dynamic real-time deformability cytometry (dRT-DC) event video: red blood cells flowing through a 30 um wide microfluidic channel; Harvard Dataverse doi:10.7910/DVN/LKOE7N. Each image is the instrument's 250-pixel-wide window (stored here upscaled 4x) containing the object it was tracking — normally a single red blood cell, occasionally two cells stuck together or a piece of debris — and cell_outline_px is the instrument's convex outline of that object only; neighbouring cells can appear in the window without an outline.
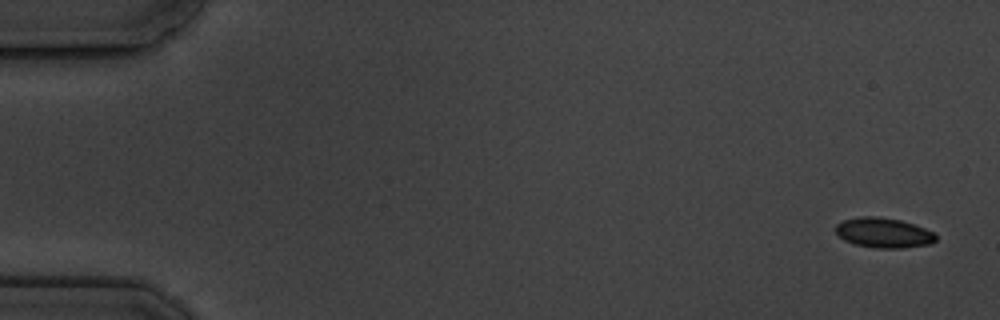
{"species": "common noctule bat (a hibernating species)", "species_latin": "Nyctalus noctula", "temperature_condition": "cold", "stored_images_in_passage": 11, "camera_frame_rate_fps": 3000, "um_per_image_px": 0.085, "animal": {"sex": "male", "body_mass_g": 19.5, "forearm_length_mm": 54.6}, "frame": {"image": 1, "passage_image": 1, "time_ms": 0.0, "image_size_px": [1000, 320], "cell_outline_px": [[936, 240], [932, 244], [904, 248], [876, 248], [852, 244], [844, 240], [836, 232], [836, 224], [844, 220], [860, 216], [880, 216], [900, 220], [924, 228], [932, 232], [936, 236]], "centroid_in_image_um": [75.1, 19.79], "position_along_channel_um": 9.9, "area_um2": 17.57}}
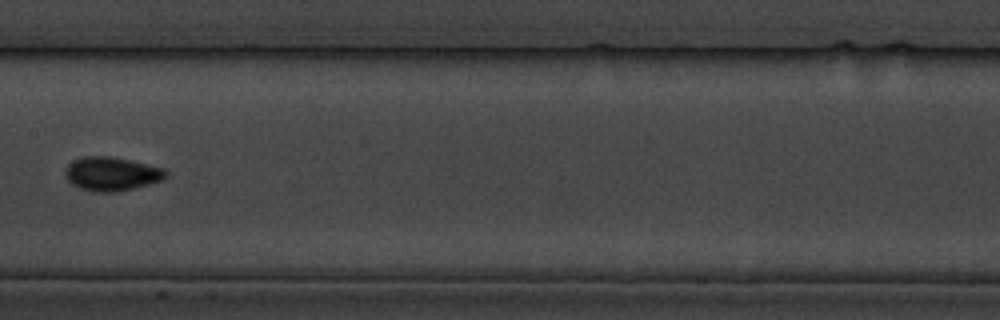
{"frame": {"image": 2, "passage_image": 8, "time_ms": 9.333, "image_size_px": [1000, 320], "cell_outline_px": [[168, 176], [164, 180], [116, 192], [92, 192], [80, 188], [72, 184], [64, 176], [64, 172], [68, 164], [72, 160], [84, 156], [112, 156], [164, 168], [168, 172]], "centroid_in_image_um": [9.47, 14.77], "position_along_channel_um": 197.9, "area_um2": 20.0}}
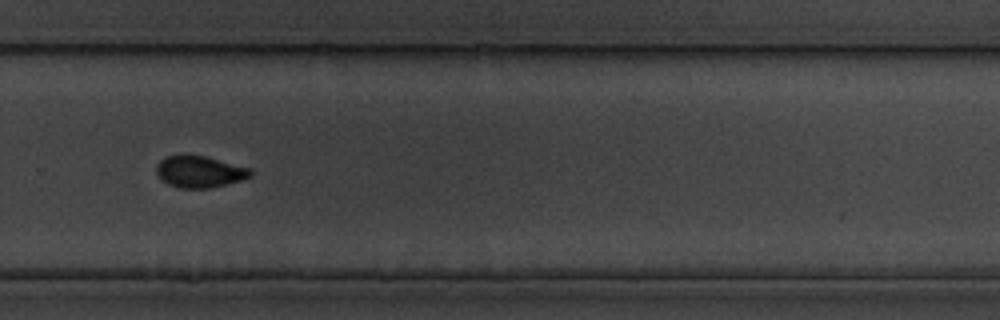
{"frame": {"image": 3, "passage_image": 11, "time_ms": 12.667, "image_size_px": [1000, 320], "cell_outline_px": [[252, 176], [228, 184], [208, 188], [180, 188], [168, 184], [160, 180], [156, 172], [156, 164], [164, 156], [180, 152], [184, 152], [204, 156], [252, 168]], "centroid_in_image_um": [16.91, 14.55], "position_along_channel_um": 312.9, "area_um2": 17.98}}